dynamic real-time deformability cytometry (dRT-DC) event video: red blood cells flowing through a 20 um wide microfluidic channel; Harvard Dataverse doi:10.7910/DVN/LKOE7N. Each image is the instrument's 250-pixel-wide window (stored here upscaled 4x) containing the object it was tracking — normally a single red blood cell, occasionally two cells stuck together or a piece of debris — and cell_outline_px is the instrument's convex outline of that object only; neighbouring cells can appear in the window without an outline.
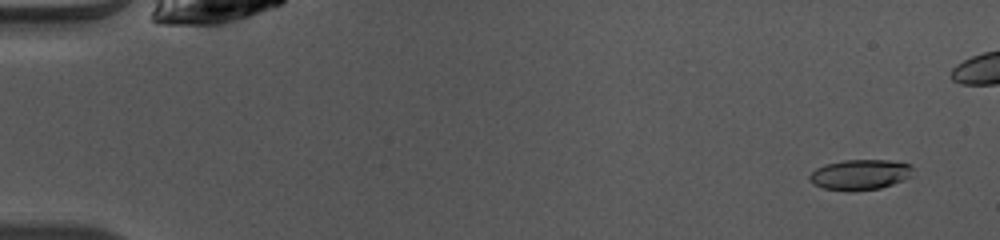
{"species": "common noctule bat (a hibernating species)", "species_latin": "Nyctalus noctula", "temperature_condition": "warm", "stored_images_in_passage": 44, "camera_frame_rate_fps": 3000, "um_per_image_px": 0.085, "animal": {"sex": "female", "body_mass_g": 10.0, "forearm_length_mm": 53.1}, "frame": {"image": 1, "passage_image": 3, "time_ms": 0.667, "image_size_px": [1000, 240], "cell_outline_px": [[912, 176], [892, 184], [880, 188], [848, 192], [824, 188], [812, 184], [808, 180], [808, 176], [816, 168], [824, 164], [844, 160], [888, 160], [912, 164]], "centroid_in_image_um": [73.07, 14.85], "position_along_channel_um": 11.9, "area_um2": 18.5}}
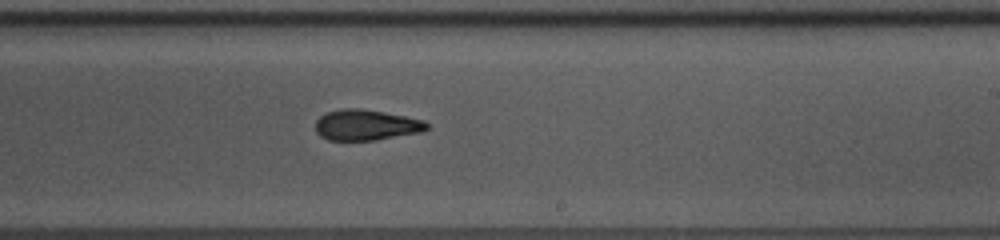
{"frame": {"image": 2, "passage_image": 30, "time_ms": 9.667, "image_size_px": [1000, 240], "cell_outline_px": [[428, 128], [424, 132], [376, 140], [328, 140], [320, 136], [316, 132], [316, 120], [320, 116], [328, 112], [340, 108], [360, 108], [384, 112], [424, 120], [428, 124]], "centroid_in_image_um": [31.13, 10.63], "position_along_channel_um": 257.9, "area_um2": 20.06}}
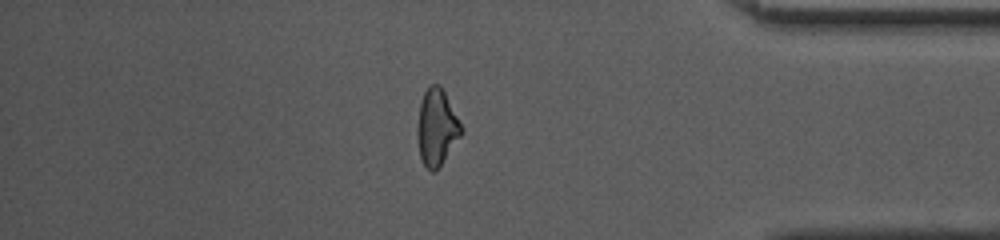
{"frame": {"image": 3, "passage_image": 42, "time_ms": 13.667, "image_size_px": [1000, 240], "cell_outline_px": [[464, 132], [436, 172], [432, 172], [424, 164], [420, 156], [416, 132], [420, 100], [428, 84], [440, 84], [464, 128]], "centroid_in_image_um": [37.13, 10.81], "position_along_channel_um": 398.1, "area_um2": 19.88}}